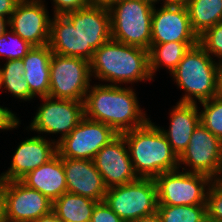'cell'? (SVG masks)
I'll use <instances>...</instances> for the list:
<instances>
[{"label":"cell","instance_id":"obj_1","mask_svg":"<svg viewBox=\"0 0 222 222\" xmlns=\"http://www.w3.org/2000/svg\"><path fill=\"white\" fill-rule=\"evenodd\" d=\"M136 91L118 85H90L83 104L84 117L112 127L118 134L141 127L150 118L141 110Z\"/></svg>","mask_w":222,"mask_h":222},{"label":"cell","instance_id":"obj_2","mask_svg":"<svg viewBox=\"0 0 222 222\" xmlns=\"http://www.w3.org/2000/svg\"><path fill=\"white\" fill-rule=\"evenodd\" d=\"M91 77L109 85L151 81L149 51L110 39L94 51L90 60ZM111 82V83H110Z\"/></svg>","mask_w":222,"mask_h":222},{"label":"cell","instance_id":"obj_3","mask_svg":"<svg viewBox=\"0 0 222 222\" xmlns=\"http://www.w3.org/2000/svg\"><path fill=\"white\" fill-rule=\"evenodd\" d=\"M121 135L124 137L135 174L138 178H153L179 169L178 157L158 125L146 124Z\"/></svg>","mask_w":222,"mask_h":222},{"label":"cell","instance_id":"obj_4","mask_svg":"<svg viewBox=\"0 0 222 222\" xmlns=\"http://www.w3.org/2000/svg\"><path fill=\"white\" fill-rule=\"evenodd\" d=\"M215 60L199 43L189 48L171 73L178 88L185 91L178 102L197 103V99L200 103L220 95Z\"/></svg>","mask_w":222,"mask_h":222},{"label":"cell","instance_id":"obj_5","mask_svg":"<svg viewBox=\"0 0 222 222\" xmlns=\"http://www.w3.org/2000/svg\"><path fill=\"white\" fill-rule=\"evenodd\" d=\"M153 8L143 0H119L111 5V39L149 50Z\"/></svg>","mask_w":222,"mask_h":222},{"label":"cell","instance_id":"obj_6","mask_svg":"<svg viewBox=\"0 0 222 222\" xmlns=\"http://www.w3.org/2000/svg\"><path fill=\"white\" fill-rule=\"evenodd\" d=\"M104 201L124 221L130 222L157 212V185L153 178H138L107 189Z\"/></svg>","mask_w":222,"mask_h":222},{"label":"cell","instance_id":"obj_7","mask_svg":"<svg viewBox=\"0 0 222 222\" xmlns=\"http://www.w3.org/2000/svg\"><path fill=\"white\" fill-rule=\"evenodd\" d=\"M155 178L158 205H206L213 179L205 174L187 172L183 166Z\"/></svg>","mask_w":222,"mask_h":222},{"label":"cell","instance_id":"obj_8","mask_svg":"<svg viewBox=\"0 0 222 222\" xmlns=\"http://www.w3.org/2000/svg\"><path fill=\"white\" fill-rule=\"evenodd\" d=\"M90 81L89 61L53 53L50 60V97L83 102Z\"/></svg>","mask_w":222,"mask_h":222},{"label":"cell","instance_id":"obj_9","mask_svg":"<svg viewBox=\"0 0 222 222\" xmlns=\"http://www.w3.org/2000/svg\"><path fill=\"white\" fill-rule=\"evenodd\" d=\"M40 99L44 103L38 107L30 126L27 128L39 134H61L56 143L69 135L84 118L83 102L50 96Z\"/></svg>","mask_w":222,"mask_h":222},{"label":"cell","instance_id":"obj_10","mask_svg":"<svg viewBox=\"0 0 222 222\" xmlns=\"http://www.w3.org/2000/svg\"><path fill=\"white\" fill-rule=\"evenodd\" d=\"M119 134L110 126L84 117L69 135L57 143L62 158L93 160Z\"/></svg>","mask_w":222,"mask_h":222},{"label":"cell","instance_id":"obj_11","mask_svg":"<svg viewBox=\"0 0 222 222\" xmlns=\"http://www.w3.org/2000/svg\"><path fill=\"white\" fill-rule=\"evenodd\" d=\"M178 163L179 168L182 164L189 166L187 172L205 174L213 180L222 179V141L199 123L178 157Z\"/></svg>","mask_w":222,"mask_h":222},{"label":"cell","instance_id":"obj_12","mask_svg":"<svg viewBox=\"0 0 222 222\" xmlns=\"http://www.w3.org/2000/svg\"><path fill=\"white\" fill-rule=\"evenodd\" d=\"M65 16L73 23L81 37V58L90 62L94 51L111 39L109 9L89 5Z\"/></svg>","mask_w":222,"mask_h":222},{"label":"cell","instance_id":"obj_13","mask_svg":"<svg viewBox=\"0 0 222 222\" xmlns=\"http://www.w3.org/2000/svg\"><path fill=\"white\" fill-rule=\"evenodd\" d=\"M53 202L20 180L5 181L6 222H33L52 211Z\"/></svg>","mask_w":222,"mask_h":222},{"label":"cell","instance_id":"obj_14","mask_svg":"<svg viewBox=\"0 0 222 222\" xmlns=\"http://www.w3.org/2000/svg\"><path fill=\"white\" fill-rule=\"evenodd\" d=\"M43 0H20L9 27L33 47L48 45L51 16Z\"/></svg>","mask_w":222,"mask_h":222},{"label":"cell","instance_id":"obj_15","mask_svg":"<svg viewBox=\"0 0 222 222\" xmlns=\"http://www.w3.org/2000/svg\"><path fill=\"white\" fill-rule=\"evenodd\" d=\"M199 42L193 31L185 5H162L153 8L151 44L168 42Z\"/></svg>","mask_w":222,"mask_h":222},{"label":"cell","instance_id":"obj_16","mask_svg":"<svg viewBox=\"0 0 222 222\" xmlns=\"http://www.w3.org/2000/svg\"><path fill=\"white\" fill-rule=\"evenodd\" d=\"M93 161L107 189L138 179L132 166L127 143L121 134L105 145L95 155Z\"/></svg>","mask_w":222,"mask_h":222},{"label":"cell","instance_id":"obj_17","mask_svg":"<svg viewBox=\"0 0 222 222\" xmlns=\"http://www.w3.org/2000/svg\"><path fill=\"white\" fill-rule=\"evenodd\" d=\"M13 154L10 168L0 175L4 181L20 180L48 162L57 154V143L55 139L48 141L41 135L33 136L20 142Z\"/></svg>","mask_w":222,"mask_h":222},{"label":"cell","instance_id":"obj_18","mask_svg":"<svg viewBox=\"0 0 222 222\" xmlns=\"http://www.w3.org/2000/svg\"><path fill=\"white\" fill-rule=\"evenodd\" d=\"M67 192L104 201L107 187L93 160L62 158Z\"/></svg>","mask_w":222,"mask_h":222},{"label":"cell","instance_id":"obj_19","mask_svg":"<svg viewBox=\"0 0 222 222\" xmlns=\"http://www.w3.org/2000/svg\"><path fill=\"white\" fill-rule=\"evenodd\" d=\"M169 129L161 132L167 138L172 151L179 157L191 139V135L200 123V113L197 103L177 102L171 109Z\"/></svg>","mask_w":222,"mask_h":222},{"label":"cell","instance_id":"obj_20","mask_svg":"<svg viewBox=\"0 0 222 222\" xmlns=\"http://www.w3.org/2000/svg\"><path fill=\"white\" fill-rule=\"evenodd\" d=\"M20 181L54 202L67 192L62 157L57 153L48 162L27 173Z\"/></svg>","mask_w":222,"mask_h":222},{"label":"cell","instance_id":"obj_21","mask_svg":"<svg viewBox=\"0 0 222 222\" xmlns=\"http://www.w3.org/2000/svg\"><path fill=\"white\" fill-rule=\"evenodd\" d=\"M53 52L48 45L32 47L23 57L25 69L24 78L28 83L30 93L34 97L49 96L50 91V60Z\"/></svg>","mask_w":222,"mask_h":222},{"label":"cell","instance_id":"obj_22","mask_svg":"<svg viewBox=\"0 0 222 222\" xmlns=\"http://www.w3.org/2000/svg\"><path fill=\"white\" fill-rule=\"evenodd\" d=\"M48 46L61 56L81 58V37L65 15H53Z\"/></svg>","mask_w":222,"mask_h":222},{"label":"cell","instance_id":"obj_23","mask_svg":"<svg viewBox=\"0 0 222 222\" xmlns=\"http://www.w3.org/2000/svg\"><path fill=\"white\" fill-rule=\"evenodd\" d=\"M97 201L66 192L53 202L52 211L64 222H91Z\"/></svg>","mask_w":222,"mask_h":222},{"label":"cell","instance_id":"obj_24","mask_svg":"<svg viewBox=\"0 0 222 222\" xmlns=\"http://www.w3.org/2000/svg\"><path fill=\"white\" fill-rule=\"evenodd\" d=\"M199 42H168L163 44H151L149 51V68L152 78L156 71L164 66L170 74L178 66L184 54L190 47Z\"/></svg>","mask_w":222,"mask_h":222},{"label":"cell","instance_id":"obj_25","mask_svg":"<svg viewBox=\"0 0 222 222\" xmlns=\"http://www.w3.org/2000/svg\"><path fill=\"white\" fill-rule=\"evenodd\" d=\"M185 6L198 37L222 21V0H189Z\"/></svg>","mask_w":222,"mask_h":222},{"label":"cell","instance_id":"obj_26","mask_svg":"<svg viewBox=\"0 0 222 222\" xmlns=\"http://www.w3.org/2000/svg\"><path fill=\"white\" fill-rule=\"evenodd\" d=\"M24 74L22 59L6 61L3 67L0 66V90L4 88L12 96L20 100L30 101L34 96L30 93Z\"/></svg>","mask_w":222,"mask_h":222},{"label":"cell","instance_id":"obj_27","mask_svg":"<svg viewBox=\"0 0 222 222\" xmlns=\"http://www.w3.org/2000/svg\"><path fill=\"white\" fill-rule=\"evenodd\" d=\"M162 222H207L206 205H158Z\"/></svg>","mask_w":222,"mask_h":222},{"label":"cell","instance_id":"obj_28","mask_svg":"<svg viewBox=\"0 0 222 222\" xmlns=\"http://www.w3.org/2000/svg\"><path fill=\"white\" fill-rule=\"evenodd\" d=\"M203 110L200 113V123L213 135L222 141V96L202 101Z\"/></svg>","mask_w":222,"mask_h":222},{"label":"cell","instance_id":"obj_29","mask_svg":"<svg viewBox=\"0 0 222 222\" xmlns=\"http://www.w3.org/2000/svg\"><path fill=\"white\" fill-rule=\"evenodd\" d=\"M32 47L11 28L0 35V56H4L6 61L23 59Z\"/></svg>","mask_w":222,"mask_h":222},{"label":"cell","instance_id":"obj_30","mask_svg":"<svg viewBox=\"0 0 222 222\" xmlns=\"http://www.w3.org/2000/svg\"><path fill=\"white\" fill-rule=\"evenodd\" d=\"M207 222H222V179L212 181L206 199Z\"/></svg>","mask_w":222,"mask_h":222},{"label":"cell","instance_id":"obj_31","mask_svg":"<svg viewBox=\"0 0 222 222\" xmlns=\"http://www.w3.org/2000/svg\"><path fill=\"white\" fill-rule=\"evenodd\" d=\"M199 44L212 57L222 60V21L199 36Z\"/></svg>","mask_w":222,"mask_h":222},{"label":"cell","instance_id":"obj_32","mask_svg":"<svg viewBox=\"0 0 222 222\" xmlns=\"http://www.w3.org/2000/svg\"><path fill=\"white\" fill-rule=\"evenodd\" d=\"M91 222H124L105 201L98 202L92 213Z\"/></svg>","mask_w":222,"mask_h":222},{"label":"cell","instance_id":"obj_33","mask_svg":"<svg viewBox=\"0 0 222 222\" xmlns=\"http://www.w3.org/2000/svg\"><path fill=\"white\" fill-rule=\"evenodd\" d=\"M53 2L54 15H65L90 5L88 0H53Z\"/></svg>","mask_w":222,"mask_h":222},{"label":"cell","instance_id":"obj_34","mask_svg":"<svg viewBox=\"0 0 222 222\" xmlns=\"http://www.w3.org/2000/svg\"><path fill=\"white\" fill-rule=\"evenodd\" d=\"M20 121L16 114L7 107L0 105V130H12L19 126Z\"/></svg>","mask_w":222,"mask_h":222},{"label":"cell","instance_id":"obj_35","mask_svg":"<svg viewBox=\"0 0 222 222\" xmlns=\"http://www.w3.org/2000/svg\"><path fill=\"white\" fill-rule=\"evenodd\" d=\"M20 0H0V16L10 19Z\"/></svg>","mask_w":222,"mask_h":222},{"label":"cell","instance_id":"obj_36","mask_svg":"<svg viewBox=\"0 0 222 222\" xmlns=\"http://www.w3.org/2000/svg\"><path fill=\"white\" fill-rule=\"evenodd\" d=\"M0 222L5 220V181L0 179Z\"/></svg>","mask_w":222,"mask_h":222},{"label":"cell","instance_id":"obj_37","mask_svg":"<svg viewBox=\"0 0 222 222\" xmlns=\"http://www.w3.org/2000/svg\"><path fill=\"white\" fill-rule=\"evenodd\" d=\"M130 222H162V220L158 212H155L146 216H142Z\"/></svg>","mask_w":222,"mask_h":222},{"label":"cell","instance_id":"obj_38","mask_svg":"<svg viewBox=\"0 0 222 222\" xmlns=\"http://www.w3.org/2000/svg\"><path fill=\"white\" fill-rule=\"evenodd\" d=\"M33 222H64L61 220L53 211L50 213L41 216L40 218L36 219Z\"/></svg>","mask_w":222,"mask_h":222},{"label":"cell","instance_id":"obj_39","mask_svg":"<svg viewBox=\"0 0 222 222\" xmlns=\"http://www.w3.org/2000/svg\"><path fill=\"white\" fill-rule=\"evenodd\" d=\"M90 5H96L109 8L111 5L119 0H88Z\"/></svg>","mask_w":222,"mask_h":222},{"label":"cell","instance_id":"obj_40","mask_svg":"<svg viewBox=\"0 0 222 222\" xmlns=\"http://www.w3.org/2000/svg\"><path fill=\"white\" fill-rule=\"evenodd\" d=\"M218 67V90L219 94L222 96V60L217 61Z\"/></svg>","mask_w":222,"mask_h":222},{"label":"cell","instance_id":"obj_41","mask_svg":"<svg viewBox=\"0 0 222 222\" xmlns=\"http://www.w3.org/2000/svg\"><path fill=\"white\" fill-rule=\"evenodd\" d=\"M9 27V19L0 16V35H2Z\"/></svg>","mask_w":222,"mask_h":222},{"label":"cell","instance_id":"obj_42","mask_svg":"<svg viewBox=\"0 0 222 222\" xmlns=\"http://www.w3.org/2000/svg\"><path fill=\"white\" fill-rule=\"evenodd\" d=\"M189 0H163V5H186Z\"/></svg>","mask_w":222,"mask_h":222},{"label":"cell","instance_id":"obj_43","mask_svg":"<svg viewBox=\"0 0 222 222\" xmlns=\"http://www.w3.org/2000/svg\"><path fill=\"white\" fill-rule=\"evenodd\" d=\"M143 1L149 2L155 6V3L159 2L160 0H143ZM161 1H163V0H161Z\"/></svg>","mask_w":222,"mask_h":222}]
</instances>
